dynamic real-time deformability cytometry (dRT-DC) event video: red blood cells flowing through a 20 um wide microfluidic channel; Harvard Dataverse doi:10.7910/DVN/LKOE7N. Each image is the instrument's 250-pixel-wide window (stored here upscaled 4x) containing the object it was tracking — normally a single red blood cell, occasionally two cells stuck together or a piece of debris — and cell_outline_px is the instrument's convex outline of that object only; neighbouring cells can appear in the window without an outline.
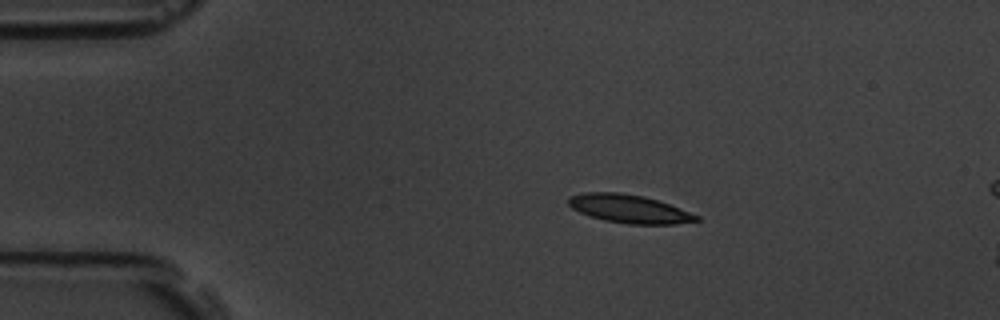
{"species": "common noctule bat (a hibernating species)", "species_latin": "Nyctalus noctula", "temperature_condition": "room temperature", "stored_images_in_passage": 7, "camera_frame_rate_fps": 3000, "um_per_image_px": 0.085, "animal": {"sex": "male", "body_mass_g": 19.5, "forearm_length_mm": 54.6}, "frame": {"image": 1, "passage_image": 1, "time_ms": 0.0, "image_size_px": [1000, 320], "cell_outline_px": [[700, 220], [676, 224], [628, 224], [604, 220], [588, 216], [572, 208], [568, 204], [568, 196], [584, 192], [620, 192], [644, 196], [668, 204], [700, 216]], "centroid_in_image_um": [53.44, 17.74], "position_along_channel_um": 31.6, "area_um2": 21.1}}